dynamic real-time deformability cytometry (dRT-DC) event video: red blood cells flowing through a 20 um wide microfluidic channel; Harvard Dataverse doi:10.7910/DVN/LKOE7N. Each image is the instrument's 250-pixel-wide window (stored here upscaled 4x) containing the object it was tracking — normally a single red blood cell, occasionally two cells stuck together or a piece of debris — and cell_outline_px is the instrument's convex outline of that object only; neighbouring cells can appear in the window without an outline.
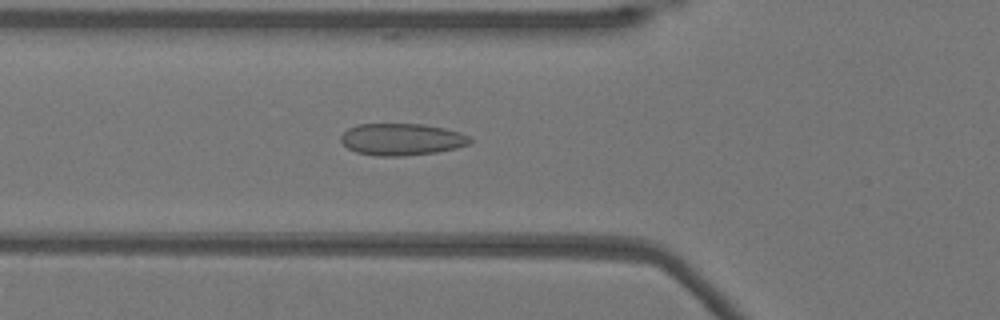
{"species": "Egyptian fruit bat (a non-hibernating species)", "species_latin": "Rousettus aegyptiacus", "temperature_condition": "warm", "stored_images_in_passage": 19, "camera_frame_rate_fps": 3000, "um_per_image_px": 0.085, "animal": {"sex": "female"}, "frame": {"image": 1, "passage_image": 9, "time_ms": 2.667, "image_size_px": [1000, 320], "cell_outline_px": [[472, 140], [468, 144], [456, 148], [436, 152], [404, 156], [376, 156], [356, 152], [348, 148], [340, 140], [340, 136], [348, 128], [356, 124], [424, 124], [444, 128], [460, 132], [468, 136]], "centroid_in_image_um": [34.12, 11.84], "position_along_channel_um": 91.7, "area_um2": 24.04}}
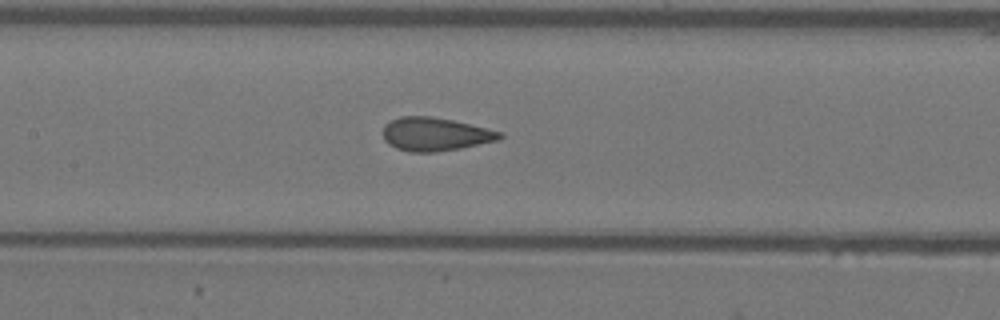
{"frame": {"image": 2, "passage_image": 15, "time_ms": 4.667, "image_size_px": [1000, 320], "cell_outline_px": [[504, 136], [500, 140], [460, 148], [436, 152], [408, 152], [396, 148], [388, 144], [384, 140], [384, 124], [400, 116], [432, 116], [452, 120], [504, 132]], "centroid_in_image_um": [37.01, 11.41], "position_along_channel_um": 170.4, "area_um2": 22.83}}
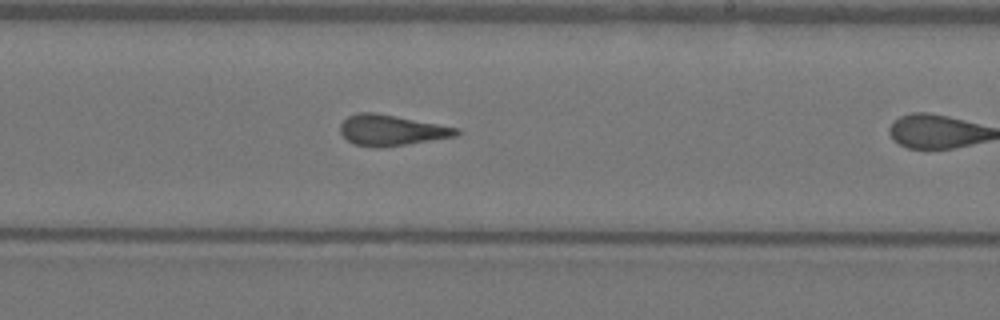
{"frame": {"image": 3, "passage_image": 18, "time_ms": 5.667, "image_size_px": [1000, 320], "cell_outline_px": [[460, 132], [456, 136], [380, 148], [376, 148], [356, 144], [348, 140], [340, 132], [340, 124], [348, 116], [356, 112], [376, 112], [460, 128]], "centroid_in_image_um": [33.26, 11.05], "position_along_channel_um": 255.7, "area_um2": 20.75}}